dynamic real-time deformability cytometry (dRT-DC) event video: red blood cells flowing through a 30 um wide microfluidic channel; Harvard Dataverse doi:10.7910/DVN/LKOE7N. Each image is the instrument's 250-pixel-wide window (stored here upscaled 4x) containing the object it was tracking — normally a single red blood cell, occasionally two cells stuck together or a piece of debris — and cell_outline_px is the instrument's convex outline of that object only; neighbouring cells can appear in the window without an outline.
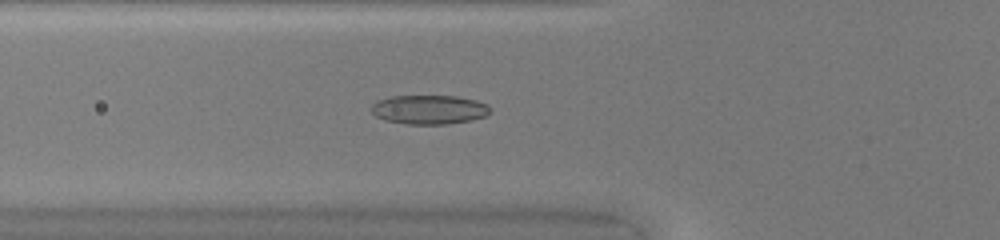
{"species": "common noctule bat (a hibernating species)", "species_latin": "Nyctalus noctula", "temperature_condition": "warm", "stored_images_in_passage": 50, "camera_frame_rate_fps": 3000, "um_per_image_px": 0.085, "animal": {"sex": "female", "body_mass_g": 20.0, "forearm_length_mm": 54.0}, "frame": {"image": 1, "passage_image": 19, "time_ms": 6.0, "image_size_px": [1000, 240], "cell_outline_px": [[492, 112], [484, 116], [472, 120], [448, 124], [408, 124], [384, 120], [376, 116], [372, 112], [372, 104], [376, 100], [392, 96], [456, 96], [476, 100], [488, 104], [492, 108]], "centroid_in_image_um": [36.51, 9.31], "position_along_channel_um": 89.3, "area_um2": 20.35}}
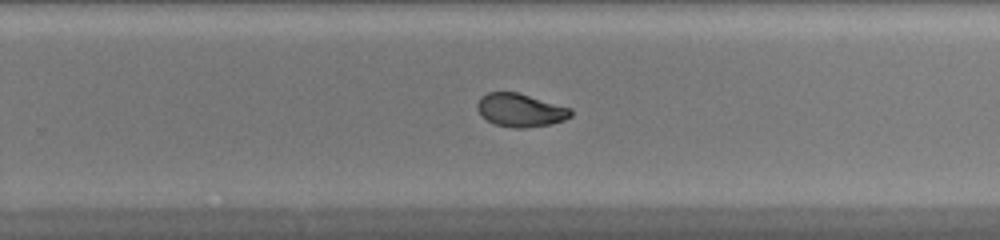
{"frame": {"image": 2, "passage_image": 33, "time_ms": 10.667, "image_size_px": [1000, 240], "cell_outline_px": [[572, 116], [564, 120], [552, 124], [524, 128], [512, 128], [496, 124], [488, 120], [476, 108], [476, 104], [480, 96], [488, 92], [516, 92], [572, 108]], "centroid_in_image_um": [44.25, 9.36], "position_along_channel_um": 285.6, "area_um2": 18.09}}
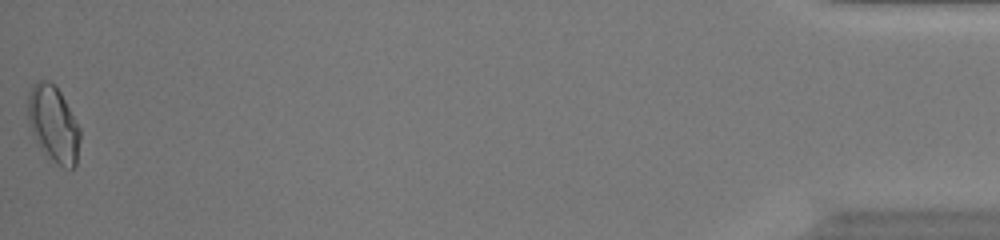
{"frame": {"image": 3, "passage_image": 50, "time_ms": 16.333, "image_size_px": [1000, 240], "cell_outline_px": [[80, 140], [76, 164], [72, 168], [64, 168], [48, 160], [36, 140], [32, 132], [28, 120], [28, 92], [32, 84], [36, 80], [48, 80], [60, 92], [80, 128]], "centroid_in_image_um": [4.53, 10.56], "position_along_channel_um": 430.7, "area_um2": 23.24}, "authors_computed_cell_mechanics": {"area_um2": 19.363, "velocity_mm_per_s": 4.202, "shape_relaxation_time_tau1_ms": 11.3783, "shape_relaxation_time_tau2_ms": 1.4023, "deformation_change_tau1": 0.296, "deformation_change_tau2": 0.053}}